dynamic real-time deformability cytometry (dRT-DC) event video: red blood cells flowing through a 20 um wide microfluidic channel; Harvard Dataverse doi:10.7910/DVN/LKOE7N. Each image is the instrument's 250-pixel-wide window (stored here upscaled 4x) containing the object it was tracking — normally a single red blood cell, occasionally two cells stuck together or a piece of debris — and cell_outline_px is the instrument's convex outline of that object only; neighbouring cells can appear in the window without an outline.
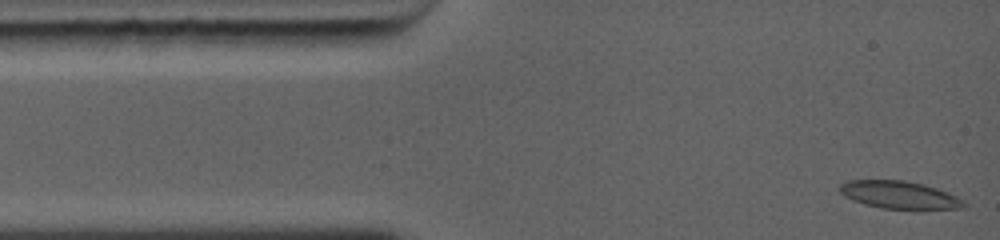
{"species": "common noctule bat (a hibernating species)", "species_latin": "Nyctalus noctula", "temperature_condition": "warm", "stored_images_in_passage": 25, "camera_frame_rate_fps": 5000, "um_per_image_px": 0.085, "animal": {"sex": "female", "body_mass_g": 19.0, "forearm_length_mm": 56.7}, "frame": {"image": 1, "passage_image": 1, "time_ms": 0.0, "image_size_px": [1000, 240], "cell_outline_px": [[964, 208], [880, 208], [864, 204], [852, 200], [844, 196], [840, 192], [840, 184], [848, 180], [904, 180], [924, 184], [936, 188], [956, 196], [964, 200]], "centroid_in_image_um": [76.39, 16.55], "position_along_channel_um": 8.6, "area_um2": 19.65}}
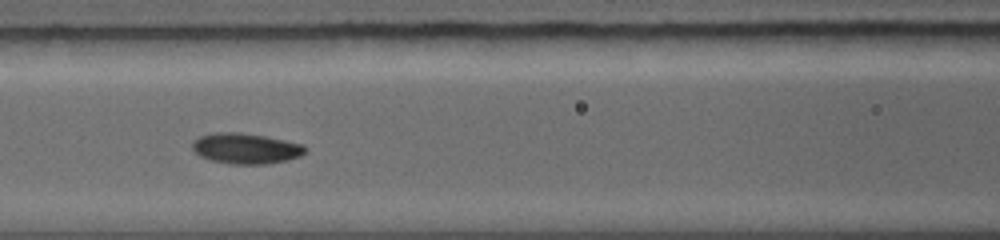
{"frame": {"image": 2, "passage_image": 15, "time_ms": 4.6, "image_size_px": [1000, 240], "cell_outline_px": [[308, 152], [300, 156], [288, 160], [268, 164], [232, 164], [212, 160], [200, 156], [192, 148], [192, 140], [200, 136], [212, 132], [240, 132], [264, 136], [304, 144], [308, 148]], "centroid_in_image_um": [20.92, 12.61], "position_along_channel_um": 145.7, "area_um2": 20.35}}
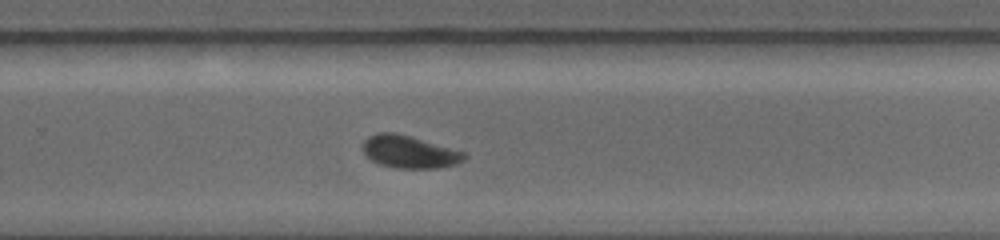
{"frame": {"image": 3, "passage_image": 25, "time_ms": 8.0, "image_size_px": [1000, 240], "cell_outline_px": [[468, 156], [464, 160], [456, 164], [440, 168], [396, 168], [380, 164], [364, 156], [364, 140], [368, 136], [376, 132], [396, 132], [452, 148], [464, 152]], "centroid_in_image_um": [34.79, 12.9], "position_along_channel_um": 295.0, "area_um2": 19.31}}